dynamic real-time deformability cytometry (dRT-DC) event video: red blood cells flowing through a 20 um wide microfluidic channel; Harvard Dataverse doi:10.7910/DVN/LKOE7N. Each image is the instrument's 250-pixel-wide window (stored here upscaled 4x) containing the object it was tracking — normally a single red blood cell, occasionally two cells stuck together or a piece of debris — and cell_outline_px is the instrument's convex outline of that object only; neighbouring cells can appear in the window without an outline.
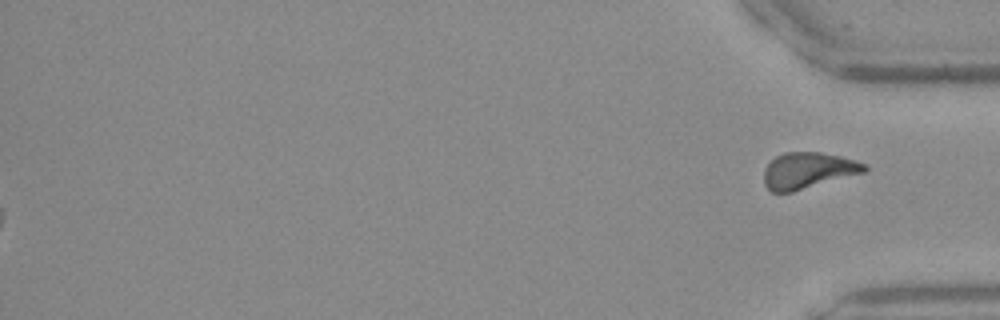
{"species": "Egyptian fruit bat (a non-hibernating species)", "species_latin": "Rousettus aegyptiacus", "temperature_condition": "warm", "stored_images_in_passage": 45, "segment_of_instrument_passage": [2, 2], "camera_frame_rate_fps": 3000, "um_per_image_px": 0.085, "frame": {"image": 1, "passage_image": 45, "time_ms": 14.667, "image_size_px": [1000, 320], "cell_outline_px": [[868, 168], [864, 172], [792, 192], [772, 192], [764, 184], [764, 168], [776, 156], [784, 152], [820, 152], [840, 156], [864, 164]], "centroid_in_image_um": [68.64, 14.49], "position_along_channel_um": 366.6, "area_um2": 20.92}}